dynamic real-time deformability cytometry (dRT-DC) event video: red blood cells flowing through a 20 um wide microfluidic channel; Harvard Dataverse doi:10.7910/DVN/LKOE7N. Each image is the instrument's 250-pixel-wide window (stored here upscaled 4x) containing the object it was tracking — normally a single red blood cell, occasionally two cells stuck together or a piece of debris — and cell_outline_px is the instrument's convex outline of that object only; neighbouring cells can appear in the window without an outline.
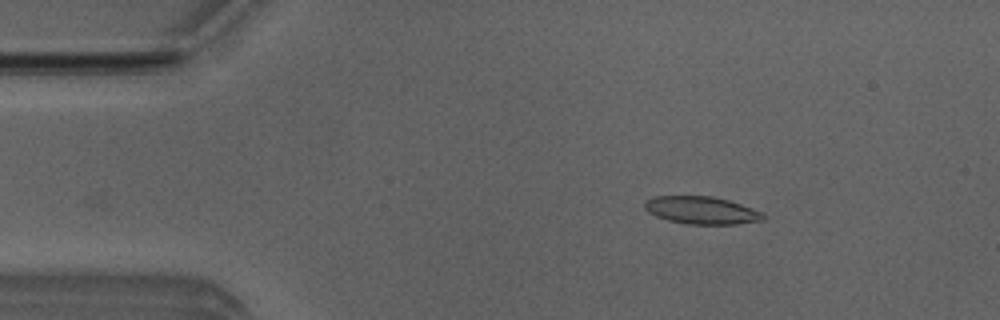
{"species": "Egyptian fruit bat (a non-hibernating species)", "species_latin": "Rousettus aegyptiacus", "temperature_condition": "room temperature", "stored_images_in_passage": 43, "camera_frame_rate_fps": 3000, "um_per_image_px": 0.085, "animal": {"sex": "male"}, "frame": {"image": 1, "passage_image": 2, "time_ms": 0.333, "image_size_px": [1000, 320], "cell_outline_px": [[764, 220], [736, 224], [688, 224], [668, 220], [656, 216], [648, 212], [644, 208], [644, 200], [652, 196], [712, 196], [728, 200], [764, 212]], "centroid_in_image_um": [59.61, 17.87], "position_along_channel_um": 25.4, "area_um2": 19.13}}
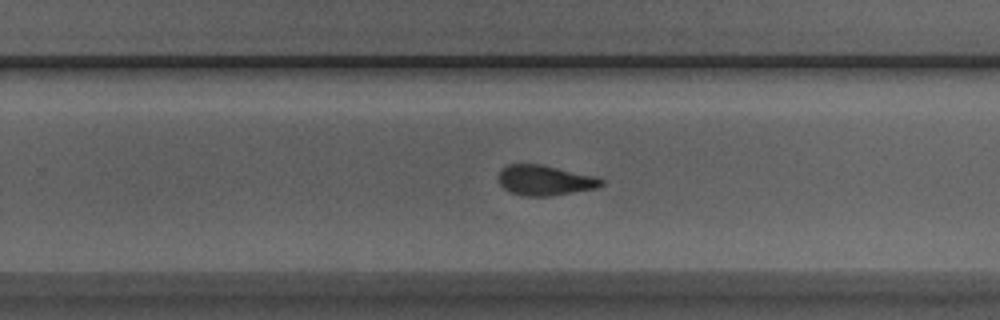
{"frame": {"image": 2, "passage_image": 26, "time_ms": 8.333, "image_size_px": [1000, 320], "cell_outline_px": [[604, 184], [596, 188], [552, 196], [524, 196], [512, 192], [504, 188], [496, 180], [496, 176], [508, 164], [540, 164], [596, 176], [604, 180]], "centroid_in_image_um": [46.31, 15.33], "position_along_channel_um": 283.5, "area_um2": 18.15}}
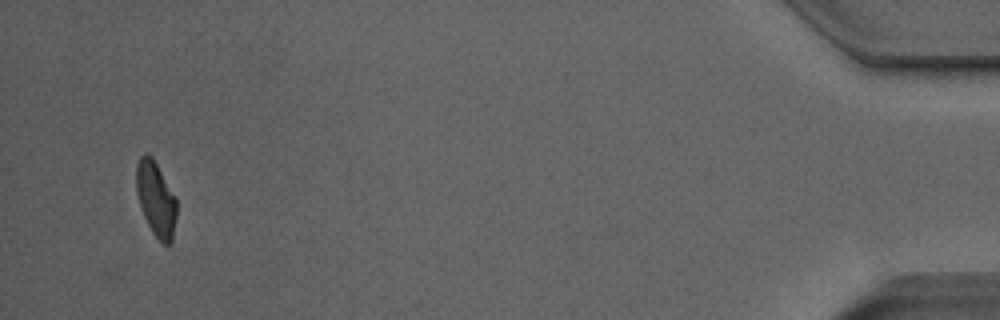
{"frame": {"image": 3, "passage_image": 43, "time_ms": 14.0, "image_size_px": [1000, 320], "cell_outline_px": [[176, 216], [172, 240], [168, 244], [164, 244], [152, 232], [144, 216], [136, 192], [136, 164], [140, 156], [144, 152], [152, 156], [176, 196]], "centroid_in_image_um": [13.25, 16.86], "position_along_channel_um": 422.0, "area_um2": 17.51}, "authors_computed_cell_mechanics": {"area_um2": 18.8428, "velocity_mm_per_s": 3.999, "shape_relaxation_time_tau1_ms": 7.7985, "shape_relaxation_time_tau2_ms": 2.3942, "deformation_change_tau1": 0.1739, "deformation_change_tau2": 0.1032}}